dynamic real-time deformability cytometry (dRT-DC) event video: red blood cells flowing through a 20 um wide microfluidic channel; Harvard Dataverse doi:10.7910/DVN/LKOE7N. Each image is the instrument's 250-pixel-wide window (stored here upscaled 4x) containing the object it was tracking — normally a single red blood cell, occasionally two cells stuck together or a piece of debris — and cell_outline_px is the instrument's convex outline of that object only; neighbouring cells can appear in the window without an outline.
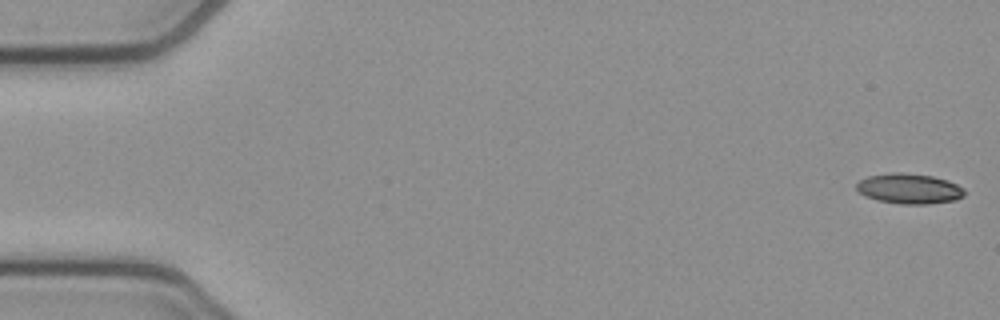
{"species": "common noctule bat (a hibernating species)", "species_latin": "Nyctalus noctula", "temperature_condition": "cold", "stored_images_in_passage": 53, "camera_frame_rate_fps": 3000, "um_per_image_px": 0.085, "animal": {"sex": "female", "body_mass_g": 21.9}, "frame": {"image": 1, "passage_image": 1, "time_ms": 0.0, "image_size_px": [1000, 320], "cell_outline_px": [[964, 196], [956, 200], [928, 204], [900, 204], [876, 200], [864, 196], [856, 188], [856, 184], [860, 180], [868, 176], [892, 172], [900, 172], [932, 176], [948, 180], [964, 188]], "centroid_in_image_um": [77.28, 16.04], "position_along_channel_um": 7.7, "area_um2": 19.13}}
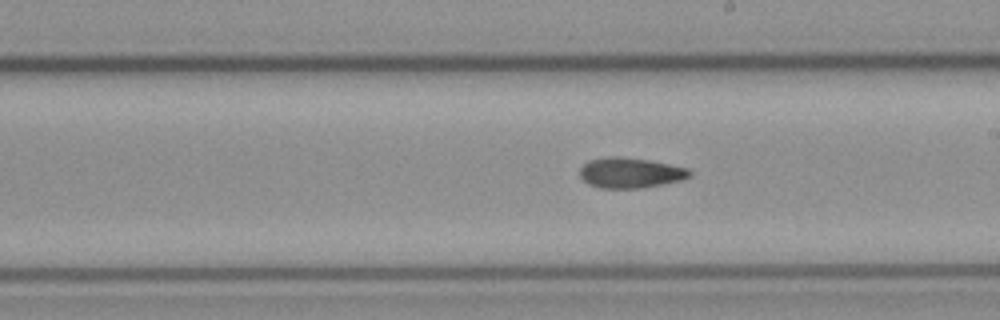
{"frame": {"image": 2, "passage_image": 30, "time_ms": 9.667, "image_size_px": [1000, 320], "cell_outline_px": [[692, 176], [680, 180], [640, 188], [600, 188], [588, 184], [580, 176], [580, 168], [588, 160], [608, 156], [620, 156], [648, 160], [688, 168], [692, 172]], "centroid_in_image_um": [53.55, 14.68], "position_along_channel_um": 235.4, "area_um2": 19.36}}
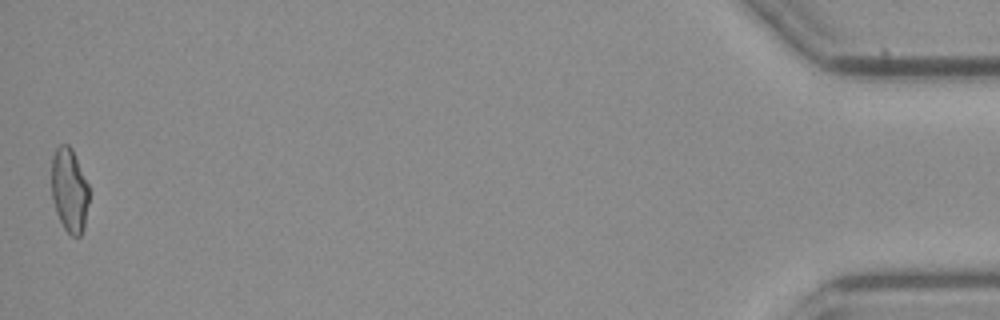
{"frame": {"image": 3, "passage_image": 53, "time_ms": 17.333, "image_size_px": [1000, 320], "cell_outline_px": [[88, 204], [84, 228], [80, 236], [72, 236], [64, 228], [56, 212], [52, 200], [52, 156], [56, 148], [60, 144], [68, 144], [72, 148], [88, 184]], "centroid_in_image_um": [5.89, 16.16], "position_along_channel_um": 429.3, "area_um2": 18.32}, "authors_computed_cell_mechanics": {"area_um2": 19.3052, "velocity_mm_per_s": 3.8369, "shape_relaxation_time_tau1_ms": null, "shape_relaxation_time_tau2_ms": 9.9125, "deformation_change_tau1": null, "deformation_change_tau2": 0.1917}}